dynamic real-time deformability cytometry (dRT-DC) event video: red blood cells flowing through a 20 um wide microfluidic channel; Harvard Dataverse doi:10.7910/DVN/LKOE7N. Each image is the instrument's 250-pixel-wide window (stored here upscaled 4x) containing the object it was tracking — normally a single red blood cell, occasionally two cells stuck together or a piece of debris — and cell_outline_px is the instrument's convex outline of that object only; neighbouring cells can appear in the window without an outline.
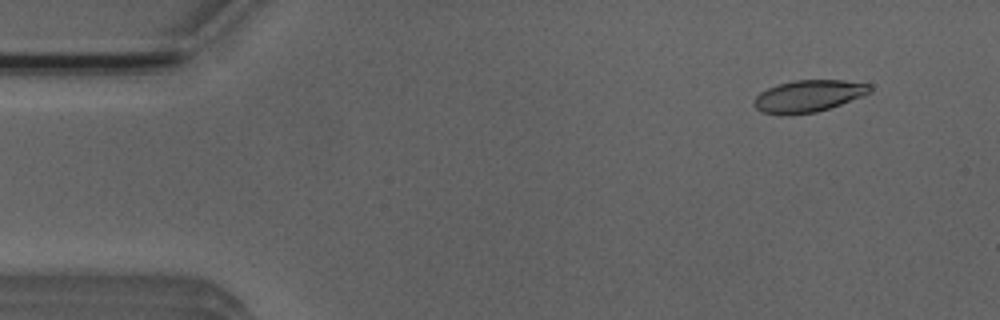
{"species": "Egyptian fruit bat (a non-hibernating species)", "species_latin": "Rousettus aegyptiacus", "temperature_condition": "room temperature", "stored_images_in_passage": 53, "camera_frame_rate_fps": 3000, "um_per_image_px": 0.085, "animal": {"sex": "male"}, "frame": {"image": 1, "passage_image": 5, "time_ms": 1.333, "image_size_px": [1000, 320], "cell_outline_px": [[872, 92], [864, 96], [816, 112], [780, 116], [760, 112], [752, 104], [756, 96], [760, 92], [768, 88], [780, 84], [796, 80], [844, 80], [872, 84]], "centroid_in_image_um": [68.72, 8.17], "position_along_channel_um": 16.3, "area_um2": 21.79}}
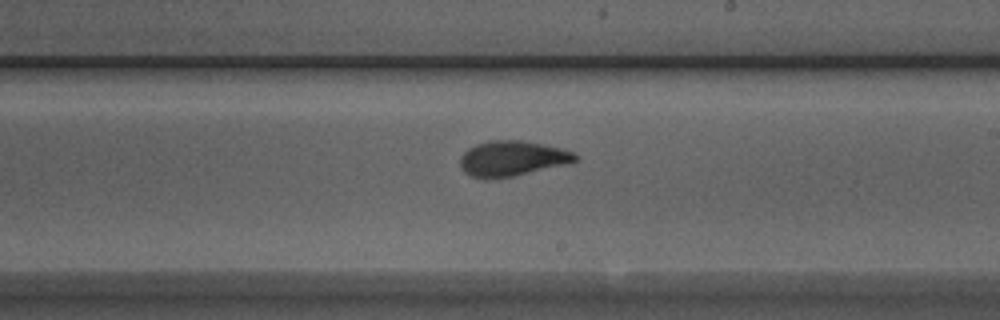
{"frame": {"image": 2, "passage_image": 30, "time_ms": 9.667, "image_size_px": [1000, 320], "cell_outline_px": [[580, 160], [564, 164], [512, 176], [484, 180], [472, 176], [464, 172], [460, 168], [460, 156], [468, 148], [476, 144], [488, 140], [524, 140], [560, 148], [572, 152], [580, 156]], "centroid_in_image_um": [43.49, 13.46], "position_along_channel_um": 245.5, "area_um2": 23.7}}
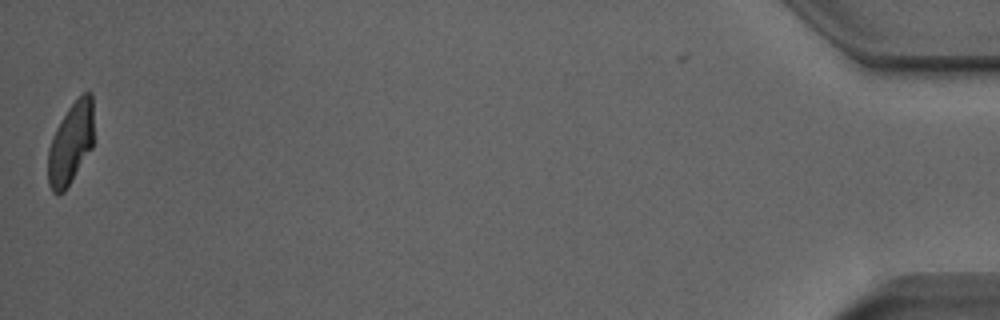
{"frame": {"image": 3, "passage_image": 52, "time_ms": 17.0, "image_size_px": [1000, 320], "cell_outline_px": [[92, 148], [64, 192], [52, 192], [48, 184], [48, 148], [56, 128], [68, 108], [84, 92], [92, 92]], "centroid_in_image_um": [6.0, 12.19], "position_along_channel_um": 429.2, "area_um2": 21.39}, "authors_computed_cell_mechanics": {"area_um2": 23.0622, "velocity_mm_per_s": 3.9022, "shape_relaxation_time_tau1_ms": 4.1211, "shape_relaxation_time_tau2_ms": 1.1347, "deformation_change_tau1": 0.176, "deformation_change_tau2": 0.0763}}